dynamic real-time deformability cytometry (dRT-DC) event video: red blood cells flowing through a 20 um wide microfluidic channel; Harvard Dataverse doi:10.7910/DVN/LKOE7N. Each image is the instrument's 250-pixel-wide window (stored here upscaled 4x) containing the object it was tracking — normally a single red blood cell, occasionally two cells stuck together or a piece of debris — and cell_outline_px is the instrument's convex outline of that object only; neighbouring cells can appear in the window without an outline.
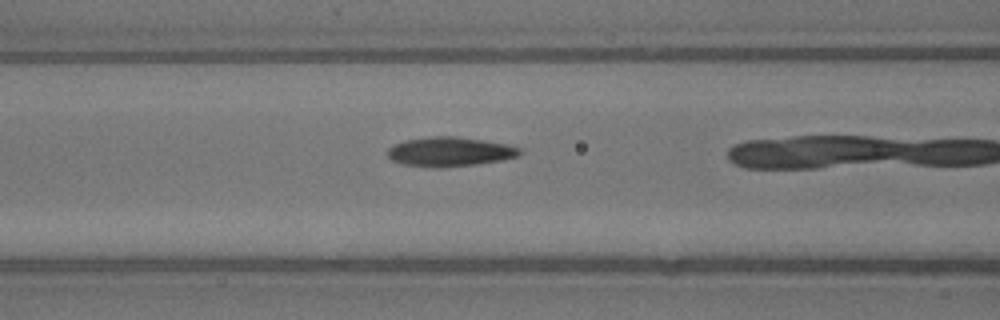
{"species": "common noctule bat (a hibernating species)", "species_latin": "Nyctalus noctula", "temperature_condition": "warm", "stored_images_in_passage": 20, "camera_frame_rate_fps": 3000, "um_per_image_px": 0.085, "animal": {"sex": "male", "body_mass_g": 13.3}, "frame": {"image": 1, "passage_image": 19, "time_ms": 6.0, "image_size_px": [1000, 320], "cell_outline_px": [[520, 152], [516, 156], [504, 160], [476, 164], [440, 168], [432, 168], [404, 164], [392, 160], [388, 156], [388, 148], [404, 140], [432, 136], [456, 136], [484, 140], [508, 144], [520, 148]], "centroid_in_image_um": [38.23, 12.9], "position_along_channel_um": 128.4, "area_um2": 22.66}}